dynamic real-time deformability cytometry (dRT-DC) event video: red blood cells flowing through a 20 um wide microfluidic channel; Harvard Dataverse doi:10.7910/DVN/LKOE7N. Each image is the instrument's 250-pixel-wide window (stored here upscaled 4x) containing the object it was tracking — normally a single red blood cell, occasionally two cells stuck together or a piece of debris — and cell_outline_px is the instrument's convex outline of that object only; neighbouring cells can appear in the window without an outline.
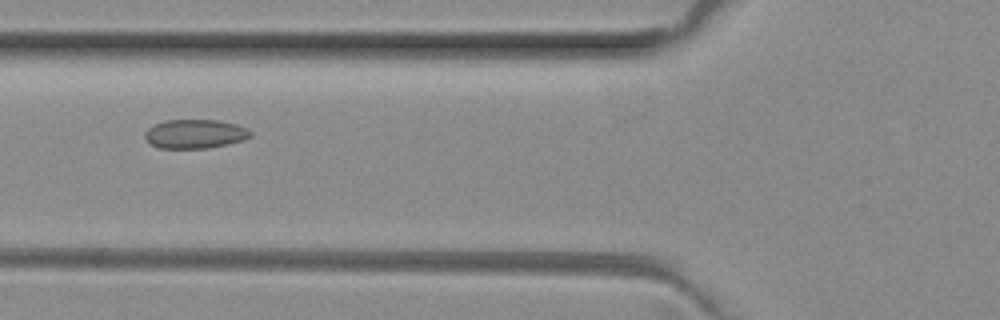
{"species": "common noctule bat (a hibernating species)", "species_latin": "Nyctalus noctula", "temperature_condition": "room temperature", "stored_images_in_passage": 4, "camera_frame_rate_fps": 3000, "um_per_image_px": 0.085, "animal": {"sex": "female", "body_mass_g": 29.2, "forearm_length_mm": 56.3}, "frame": {"image": 1, "passage_image": 3, "time_ms": 0.667, "image_size_px": [1000, 320], "cell_outline_px": [[252, 136], [244, 140], [228, 144], [208, 148], [160, 148], [152, 144], [144, 136], [144, 132], [148, 128], [164, 120], [216, 120], [236, 124], [248, 128], [252, 132]], "centroid_in_image_um": [16.61, 11.38], "position_along_channel_um": 109.2, "area_um2": 17.86}}
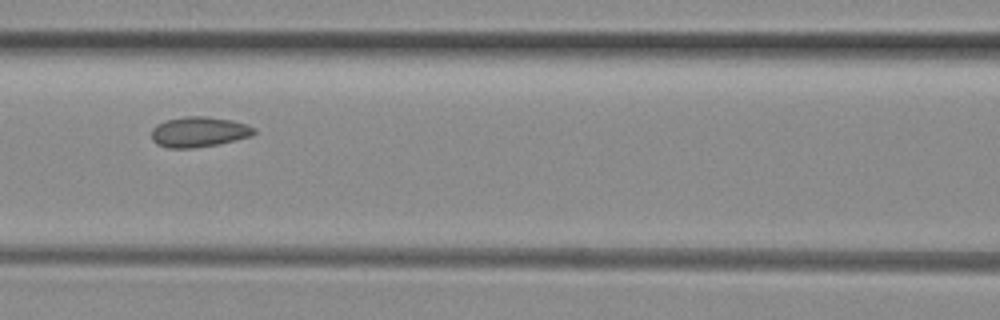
{"frame": {"image": 2, "passage_image": 4, "time_ms": 1.0, "image_size_px": [1000, 320], "cell_outline_px": [[256, 132], [252, 136], [220, 144], [192, 148], [168, 148], [156, 144], [152, 140], [152, 128], [156, 124], [164, 120], [184, 116], [208, 116], [232, 120], [256, 128]], "centroid_in_image_um": [16.89, 11.21], "position_along_channel_um": 149.7, "area_um2": 18.38}}